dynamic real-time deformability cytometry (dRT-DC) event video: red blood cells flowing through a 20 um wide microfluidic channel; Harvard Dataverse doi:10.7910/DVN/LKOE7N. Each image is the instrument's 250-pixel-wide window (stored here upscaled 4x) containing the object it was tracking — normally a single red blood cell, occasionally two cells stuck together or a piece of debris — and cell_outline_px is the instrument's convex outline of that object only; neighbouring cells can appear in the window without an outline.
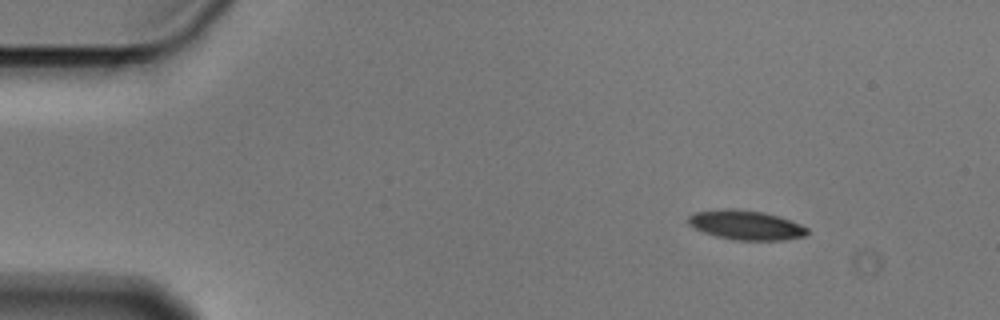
{"species": "Egyptian fruit bat (a non-hibernating species)", "species_latin": "Rousettus aegyptiacus", "temperature_condition": "cold", "stored_images_in_passage": 12, "camera_frame_rate_fps": 3000, "um_per_image_px": 0.085, "animal": {"sex": "male"}, "frame": {"image": 1, "passage_image": 1, "time_ms": 0.0, "image_size_px": [1000, 320], "cell_outline_px": [[808, 232], [804, 236], [784, 240], [736, 240], [716, 236], [704, 232], [688, 224], [688, 216], [696, 212], [728, 208], [732, 208], [764, 212], [780, 216], [800, 224], [808, 228]], "centroid_in_image_um": [63.42, 19.12], "position_along_channel_um": 21.6, "area_um2": 20.35}}
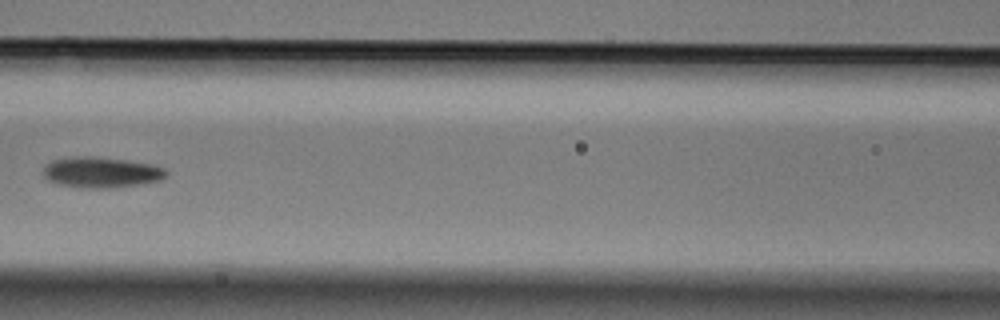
{"frame": {"image": 2, "passage_image": 6, "time_ms": 1.667, "image_size_px": [1000, 320], "cell_outline_px": [[168, 176], [160, 180], [144, 184], [112, 188], [80, 188], [60, 184], [48, 180], [44, 176], [44, 164], [52, 160], [72, 156], [92, 156], [128, 160], [152, 164], [164, 168], [168, 172]], "centroid_in_image_um": [8.63, 14.65], "position_along_channel_um": 158.0, "area_um2": 22.37}}
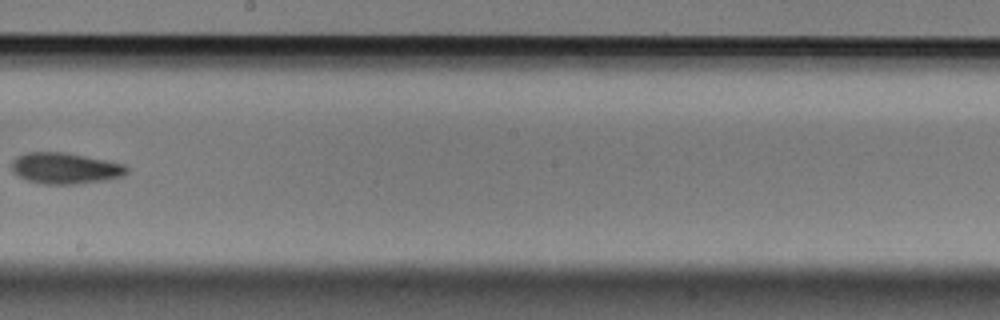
{"frame": {"image": 3, "passage_image": 8, "time_ms": 2.333, "image_size_px": [1000, 320], "cell_outline_px": [[128, 172], [124, 176], [104, 180], [80, 184], [40, 184], [24, 180], [16, 176], [12, 172], [12, 160], [16, 156], [24, 152], [68, 152], [124, 164], [128, 168]], "centroid_in_image_um": [5.5, 14.3], "position_along_channel_um": 242.7, "area_um2": 21.33}}